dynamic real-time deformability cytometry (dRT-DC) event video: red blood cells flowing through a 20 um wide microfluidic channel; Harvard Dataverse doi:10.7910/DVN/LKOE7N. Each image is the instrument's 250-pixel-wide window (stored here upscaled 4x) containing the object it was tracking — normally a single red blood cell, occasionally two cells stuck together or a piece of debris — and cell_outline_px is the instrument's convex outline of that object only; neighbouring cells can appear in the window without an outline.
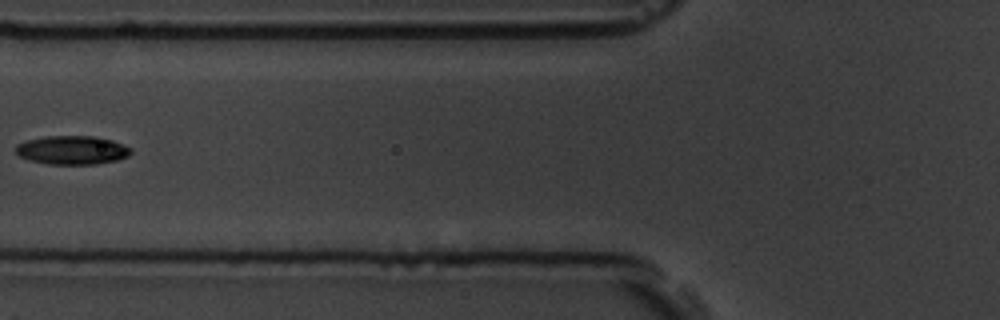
{"species": "common noctule bat (a hibernating species)", "species_latin": "Nyctalus noctula", "temperature_condition": "room temperature", "stored_images_in_passage": 7, "camera_frame_rate_fps": 3000, "um_per_image_px": 0.085, "animal": {"sex": "male", "body_mass_g": 19.5, "forearm_length_mm": 54.6}, "frame": {"image": 1, "passage_image": 6, "time_ms": 6.667, "image_size_px": [1000, 320], "cell_outline_px": [[132, 152], [128, 156], [116, 160], [96, 164], [48, 164], [28, 160], [20, 156], [16, 152], [16, 144], [28, 140], [44, 136], [96, 136], [112, 140], [132, 148]], "centroid_in_image_um": [6.14, 12.75], "position_along_channel_um": 119.7, "area_um2": 19.31}}
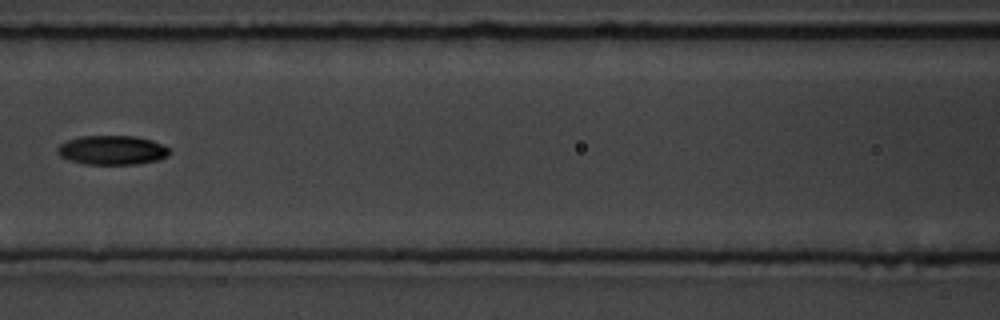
{"frame": {"image": 2, "passage_image": 7, "time_ms": 7.667, "image_size_px": [1000, 320], "cell_outline_px": [[168, 156], [160, 160], [136, 164], [84, 164], [68, 160], [60, 156], [56, 152], [56, 148], [60, 144], [68, 140], [80, 136], [132, 136], [152, 140], [168, 148]], "centroid_in_image_um": [9.49, 12.77], "position_along_channel_um": 157.1, "area_um2": 19.07}}